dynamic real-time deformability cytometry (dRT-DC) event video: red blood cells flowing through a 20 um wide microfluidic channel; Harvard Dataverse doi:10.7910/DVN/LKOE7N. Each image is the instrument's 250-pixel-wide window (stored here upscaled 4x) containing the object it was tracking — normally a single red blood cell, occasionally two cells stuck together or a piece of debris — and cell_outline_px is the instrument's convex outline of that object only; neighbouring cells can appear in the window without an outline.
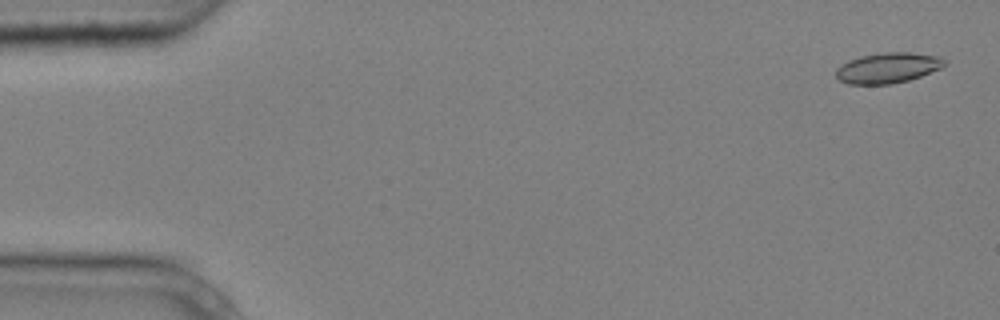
{"species": "common noctule bat (a hibernating species)", "species_latin": "Nyctalus noctula", "temperature_condition": "cold", "stored_images_in_passage": 4, "camera_frame_rate_fps": 3000, "um_per_image_px": 0.085, "animal": {"sex": "male", "body_mass_g": 20.4}, "frame": {"image": 1, "passage_image": 1, "time_ms": 0.0, "image_size_px": [1000, 320], "cell_outline_px": [[948, 64], [944, 68], [908, 80], [892, 84], [848, 84], [840, 80], [836, 76], [836, 68], [840, 64], [848, 60], [860, 56], [884, 52], [908, 52], [940, 56], [948, 60]], "centroid_in_image_um": [75.51, 5.76], "position_along_channel_um": 9.5, "area_um2": 19.59}}
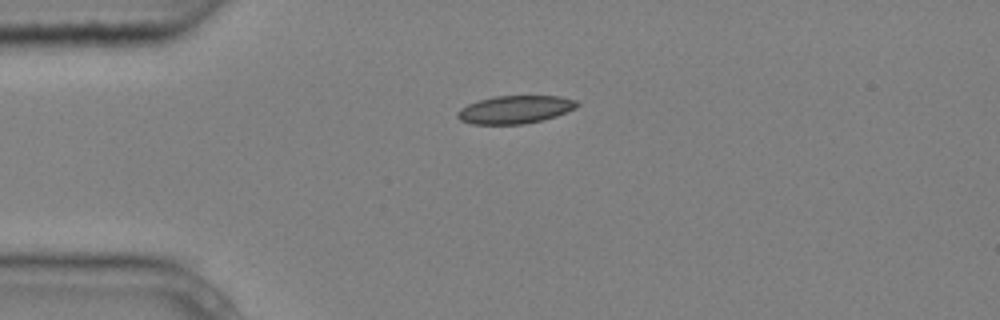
{"frame": {"image": 2, "passage_image": 4, "time_ms": 1.0, "image_size_px": [1000, 320], "cell_outline_px": [[580, 104], [576, 108], [556, 116], [544, 120], [524, 124], [472, 124], [460, 120], [456, 116], [456, 112], [460, 108], [468, 104], [480, 100], [496, 96], [560, 96], [576, 100]], "centroid_in_image_um": [43.79, 9.31], "position_along_channel_um": 41.2, "area_um2": 19.54}}